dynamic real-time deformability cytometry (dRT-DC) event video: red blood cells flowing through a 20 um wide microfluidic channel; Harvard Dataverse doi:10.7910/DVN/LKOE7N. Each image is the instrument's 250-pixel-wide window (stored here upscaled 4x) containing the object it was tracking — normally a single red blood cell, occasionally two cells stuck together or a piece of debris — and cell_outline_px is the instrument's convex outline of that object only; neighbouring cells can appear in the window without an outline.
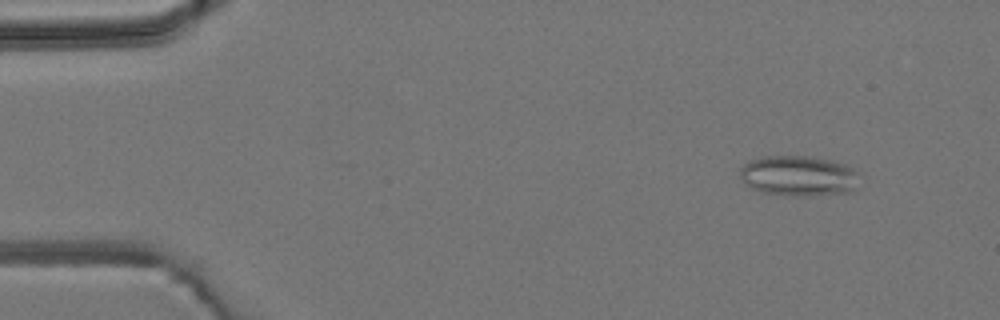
{"species": "common noctule bat (a hibernating species)", "species_latin": "Nyctalus noctula", "temperature_condition": "room temperature", "stored_images_in_passage": 5, "camera_frame_rate_fps": 3000, "um_per_image_px": 0.085, "animal": {"sex": "male", "body_mass_g": 19.2, "forearm_length_mm": 51.8}, "frame": {"image": 1, "passage_image": 2, "time_ms": 1.333, "image_size_px": [1000, 320], "cell_outline_px": [[856, 188], [848, 192], [812, 196], [788, 196], [760, 192], [744, 184], [740, 176], [740, 168], [744, 164], [752, 160], [764, 156], [804, 156], [832, 160], [844, 164], [852, 168], [856, 172]], "centroid_in_image_um": [67.83, 14.96], "position_along_channel_um": 17.2, "area_um2": 28.15}}